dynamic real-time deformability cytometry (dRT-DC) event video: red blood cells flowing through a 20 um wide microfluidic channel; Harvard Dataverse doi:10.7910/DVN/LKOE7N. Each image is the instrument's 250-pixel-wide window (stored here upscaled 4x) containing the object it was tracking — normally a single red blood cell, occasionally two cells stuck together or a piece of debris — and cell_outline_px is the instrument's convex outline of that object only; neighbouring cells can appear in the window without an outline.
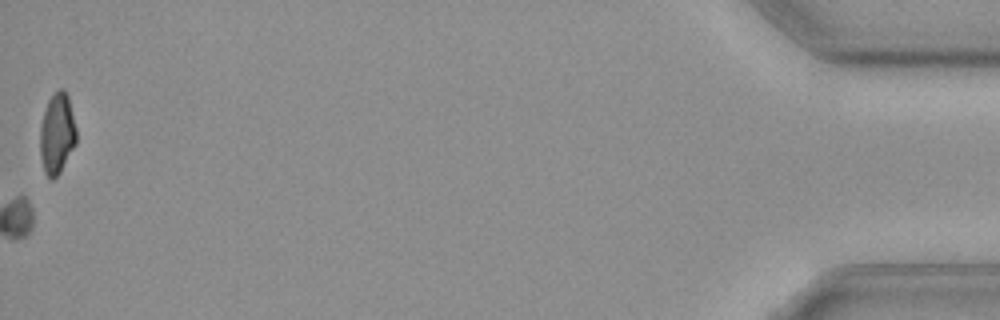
{"species": "common noctule bat (a hibernating species)", "species_latin": "Nyctalus noctula", "temperature_condition": "cold", "stored_images_in_passage": 58, "camera_frame_rate_fps": 3000, "um_per_image_px": 0.085, "animal": {"sex": "female", "body_mass_g": 19.3, "forearm_length_mm": 54.1}, "frame": {"image": 1, "passage_image": 58, "time_ms": 19.0, "image_size_px": [1000, 320], "cell_outline_px": [[76, 144], [60, 172], [52, 180], [44, 172], [40, 156], [40, 124], [48, 100], [60, 88], [64, 88], [68, 96], [76, 128]], "centroid_in_image_um": [4.84, 11.36], "position_along_channel_um": 430.4, "area_um2": 17.05}}